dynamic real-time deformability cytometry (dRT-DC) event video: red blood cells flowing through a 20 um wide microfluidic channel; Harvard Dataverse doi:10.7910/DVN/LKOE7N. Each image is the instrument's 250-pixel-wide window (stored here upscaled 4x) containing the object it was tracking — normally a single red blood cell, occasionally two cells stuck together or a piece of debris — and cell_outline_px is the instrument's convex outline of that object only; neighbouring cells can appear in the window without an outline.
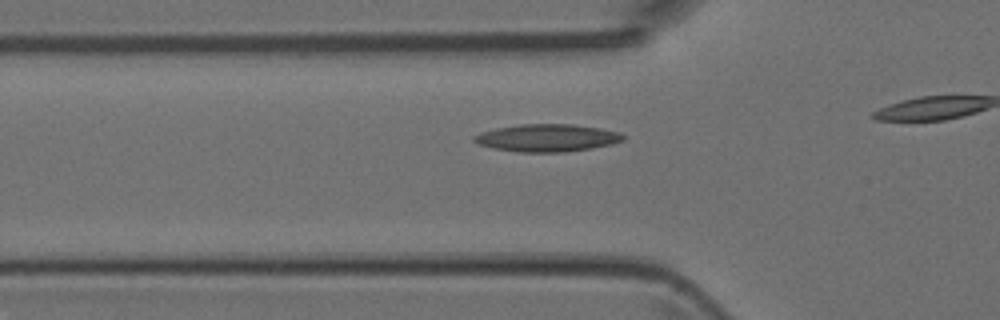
{"species": "Egyptian fruit bat (a non-hibernating species)", "species_latin": "Rousettus aegyptiacus", "temperature_condition": "room temperature", "stored_images_in_passage": 12, "camera_frame_rate_fps": 3000, "um_per_image_px": 0.085, "animal": {"sex": "female"}, "frame": {"image": 1, "passage_image": 7, "time_ms": 2.0, "image_size_px": [1000, 320], "cell_outline_px": [[624, 140], [612, 144], [592, 148], [564, 152], [520, 152], [496, 148], [476, 144], [472, 140], [472, 136], [480, 132], [496, 128], [520, 124], [572, 124], [600, 128], [620, 132], [624, 136]], "centroid_in_image_um": [46.49, 11.71], "position_along_channel_um": 79.3, "area_um2": 23.93}}
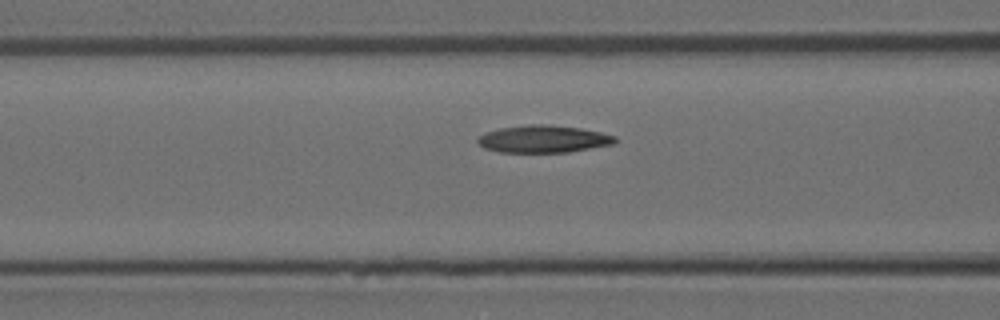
{"frame": {"image": 2, "passage_image": 10, "time_ms": 3.0, "image_size_px": [1000, 320], "cell_outline_px": [[616, 140], [612, 144], [568, 152], [500, 152], [484, 148], [476, 140], [480, 136], [488, 132], [500, 128], [528, 124], [544, 124], [580, 128], [600, 132], [616, 136]], "centroid_in_image_um": [46.18, 11.81], "position_along_channel_um": 120.4, "area_um2": 21.62}}